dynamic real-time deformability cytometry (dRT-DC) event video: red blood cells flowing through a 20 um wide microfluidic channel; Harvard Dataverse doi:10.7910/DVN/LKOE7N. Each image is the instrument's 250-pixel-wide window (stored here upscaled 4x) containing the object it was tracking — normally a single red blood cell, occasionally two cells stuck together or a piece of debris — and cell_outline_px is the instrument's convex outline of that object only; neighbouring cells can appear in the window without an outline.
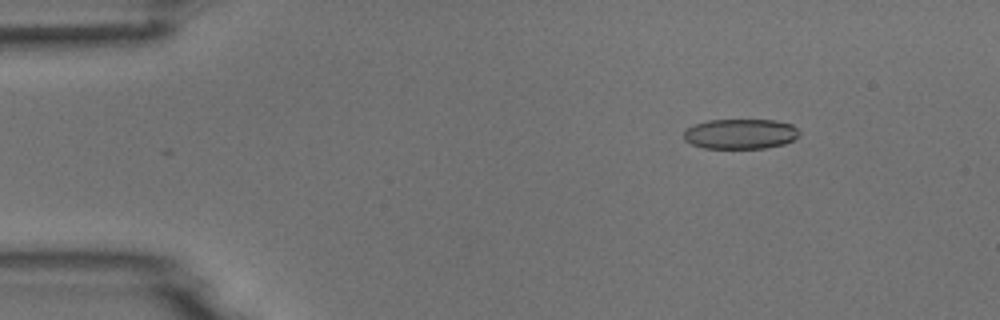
{"species": "common noctule bat (a hibernating species)", "species_latin": "Nyctalus noctula", "temperature_condition": "room temperature", "stored_images_in_passage": 51, "camera_frame_rate_fps": 3000, "um_per_image_px": 0.085, "animal": {"sex": "male", "body_mass_g": 18.8}, "frame": {"image": 1, "passage_image": 7, "time_ms": 2.0, "image_size_px": [1000, 320], "cell_outline_px": [[800, 132], [792, 140], [784, 144], [764, 148], [704, 148], [692, 144], [684, 140], [684, 132], [688, 128], [696, 124], [708, 120], [776, 120], [792, 124]], "centroid_in_image_um": [62.94, 11.38], "position_along_channel_um": 22.1, "area_um2": 20.11}}
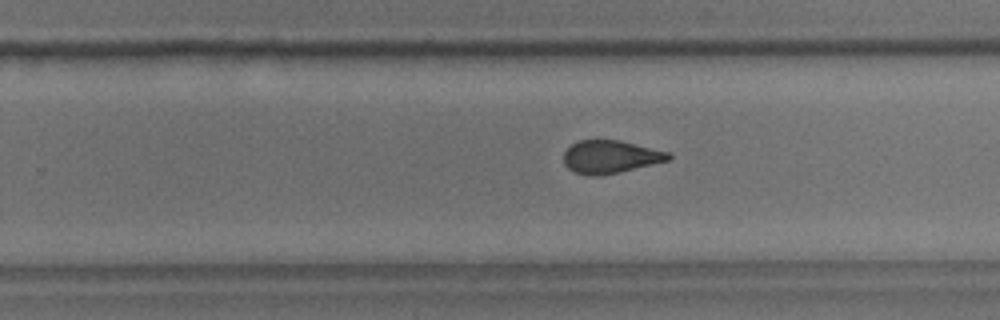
{"frame": {"image": 2, "passage_image": 32, "time_ms": 10.333, "image_size_px": [1000, 320], "cell_outline_px": [[672, 160], [620, 172], [600, 176], [588, 176], [576, 172], [568, 168], [564, 164], [564, 152], [572, 144], [580, 140], [620, 140], [672, 152]], "centroid_in_image_um": [51.95, 13.33], "position_along_channel_um": 277.9, "area_um2": 20.4}}
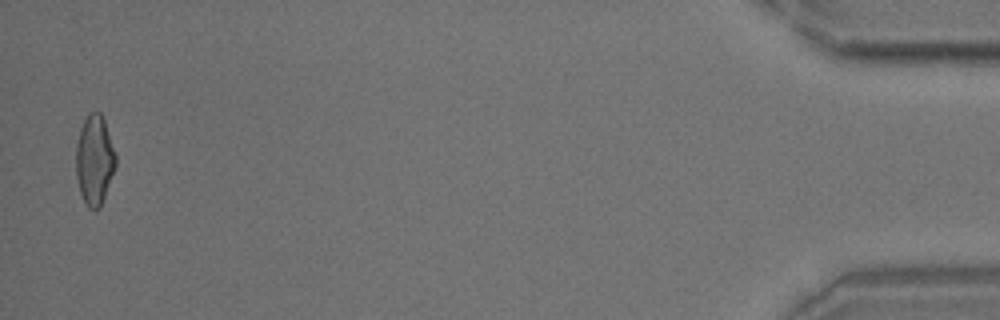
{"frame": {"image": 3, "passage_image": 50, "time_ms": 16.333, "image_size_px": [1000, 320], "cell_outline_px": [[116, 168], [100, 208], [92, 212], [84, 204], [80, 192], [76, 176], [76, 144], [80, 128], [88, 112], [100, 112], [104, 120], [116, 156]], "centroid_in_image_um": [8.02, 13.65], "position_along_channel_um": 427.2, "area_um2": 21.04}}